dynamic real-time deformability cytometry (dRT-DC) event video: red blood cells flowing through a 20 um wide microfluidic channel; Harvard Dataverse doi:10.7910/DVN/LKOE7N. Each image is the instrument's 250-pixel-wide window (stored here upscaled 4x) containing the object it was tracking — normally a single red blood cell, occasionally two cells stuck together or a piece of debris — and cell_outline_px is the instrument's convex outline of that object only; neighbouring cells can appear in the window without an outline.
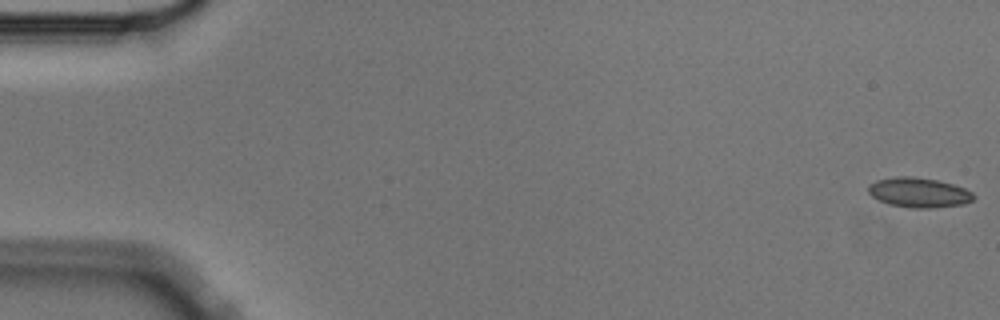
{"species": "Egyptian fruit bat (a non-hibernating species)", "species_latin": "Rousettus aegyptiacus", "temperature_condition": "cold", "stored_images_in_passage": 5, "camera_frame_rate_fps": 3000, "um_per_image_px": 0.085, "animal": {"sex": "male"}, "frame": {"image": 1, "passage_image": 1, "time_ms": 0.0, "image_size_px": [1000, 320], "cell_outline_px": [[976, 196], [972, 200], [964, 204], [932, 208], [912, 208], [888, 204], [872, 196], [868, 192], [868, 184], [876, 180], [896, 176], [912, 176], [936, 180], [952, 184], [964, 188], [972, 192]], "centroid_in_image_um": [78.09, 16.36], "position_along_channel_um": 6.9, "area_um2": 18.32}}
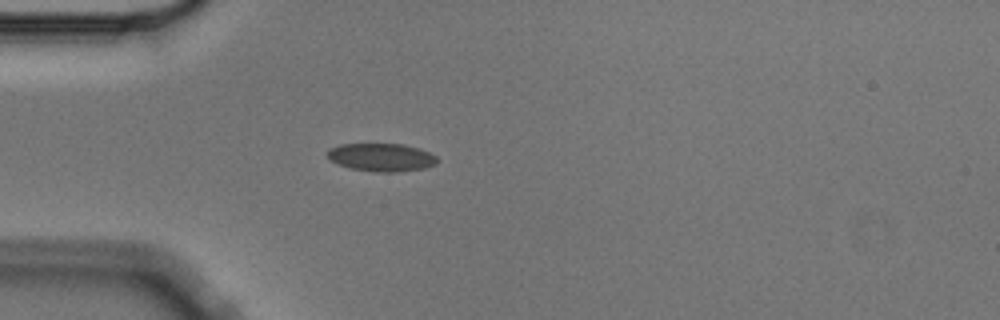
{"frame": {"image": 2, "passage_image": 5, "time_ms": 1.333, "image_size_px": [1000, 320], "cell_outline_px": [[436, 164], [424, 168], [396, 172], [372, 172], [352, 168], [340, 164], [332, 160], [328, 156], [328, 152], [332, 148], [340, 144], [404, 144], [420, 148], [436, 156]], "centroid_in_image_um": [32.46, 13.37], "position_along_channel_um": 52.5, "area_um2": 17.69}}